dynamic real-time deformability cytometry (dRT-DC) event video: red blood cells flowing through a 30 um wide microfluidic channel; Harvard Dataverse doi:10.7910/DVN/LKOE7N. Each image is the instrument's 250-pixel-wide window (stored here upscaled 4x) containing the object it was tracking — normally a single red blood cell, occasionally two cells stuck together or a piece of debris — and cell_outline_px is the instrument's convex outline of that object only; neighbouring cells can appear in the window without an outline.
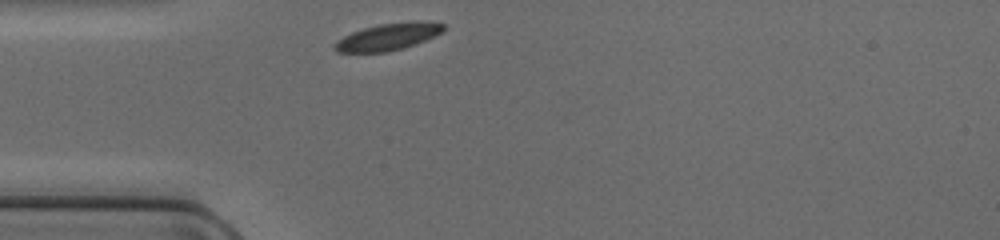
{"species": "common noctule bat (a hibernating species)", "species_latin": "Nyctalus noctula", "temperature_condition": "cold", "stored_images_in_passage": 26, "camera_frame_rate_fps": 3000, "um_per_image_px": 0.085, "animal": {"sex": "female", "body_mass_g": 17.0, "forearm_length_mm": 48.0}, "frame": {"image": 1, "passage_image": 1, "time_ms": 0.0, "image_size_px": [1000, 240], "cell_outline_px": [[444, 28], [440, 32], [416, 44], [388, 52], [336, 52], [332, 48], [336, 40], [352, 32], [364, 28], [380, 24], [412, 20], [428, 20], [444, 24]], "centroid_in_image_um": [32.97, 3.11], "position_along_channel_um": 52.0, "area_um2": 17.17}}
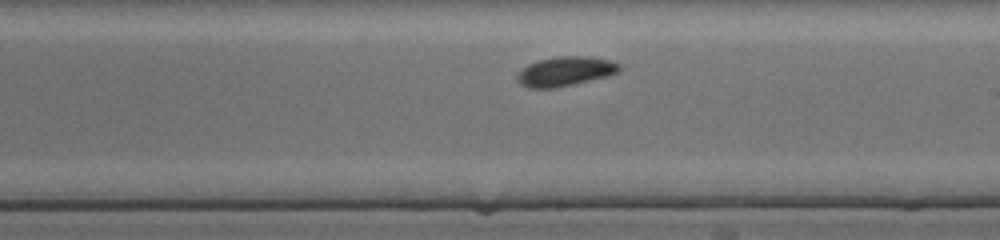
{"frame": {"image": 2, "passage_image": 15, "time_ms": 4.667, "image_size_px": [1000, 240], "cell_outline_px": [[620, 72], [608, 76], [572, 84], [552, 88], [528, 88], [520, 84], [516, 80], [516, 76], [528, 64], [540, 60], [556, 56], [588, 56], [612, 60], [620, 64]], "centroid_in_image_um": [48.07, 6.06], "position_along_channel_um": 240.9, "area_um2": 17.51}}
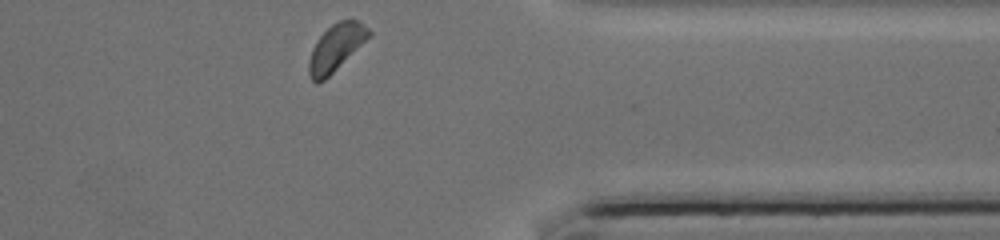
{"frame": {"image": 3, "passage_image": 26, "time_ms": 8.333, "image_size_px": [1000, 240], "cell_outline_px": [[372, 36], [324, 80], [316, 84], [312, 80], [308, 72], [308, 60], [312, 48], [316, 40], [332, 24], [340, 20], [352, 16], [364, 24], [372, 32]], "centroid_in_image_um": [28.58, 4.01], "position_along_channel_um": 382.8, "area_um2": 16.7}}